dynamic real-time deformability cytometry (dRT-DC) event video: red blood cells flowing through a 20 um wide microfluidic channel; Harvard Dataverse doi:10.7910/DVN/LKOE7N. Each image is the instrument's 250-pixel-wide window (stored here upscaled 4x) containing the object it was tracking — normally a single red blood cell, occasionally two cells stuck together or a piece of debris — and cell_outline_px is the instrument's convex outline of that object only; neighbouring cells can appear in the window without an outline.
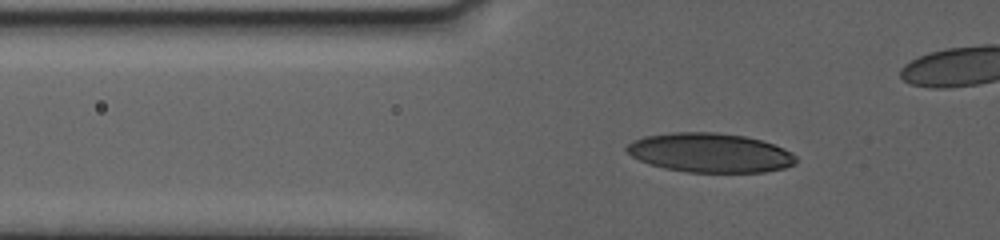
{"species": "human", "species_latin": "Homo sapiens", "temperature_condition": "warm", "stored_images_in_passage": 56, "camera_frame_rate_fps": 3000, "um_per_image_px": 0.085, "donor": {"sex": "female"}, "frame": {"image": 1, "passage_image": 19, "time_ms": 5.333, "image_size_px": [1000, 240], "cell_outline_px": [[796, 164], [784, 168], [764, 172], [688, 172], [664, 168], [640, 160], [632, 156], [624, 148], [632, 140], [644, 136], [672, 132], [716, 132], [744, 136], [760, 140], [784, 148], [792, 152], [796, 156]], "centroid_in_image_um": [60.35, 12.98], "position_along_channel_um": 65.4, "area_um2": 38.73}}
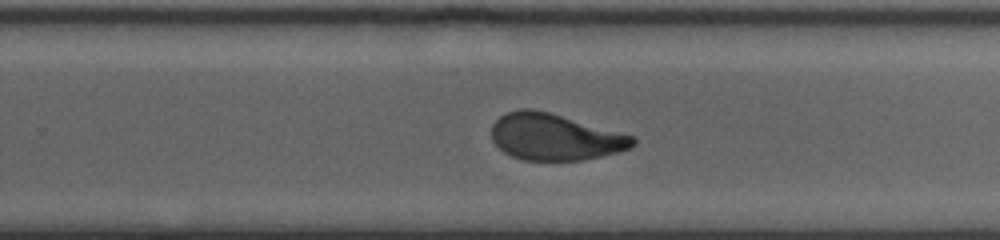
{"frame": {"image": 2, "passage_image": 42, "time_ms": 12.333, "image_size_px": [1000, 240], "cell_outline_px": [[636, 144], [632, 148], [584, 160], [524, 160], [512, 156], [504, 152], [492, 140], [492, 124], [500, 116], [508, 112], [520, 108], [532, 108], [548, 112], [636, 136]], "centroid_in_image_um": [47.18, 11.64], "position_along_channel_um": 282.6, "area_um2": 38.26}}
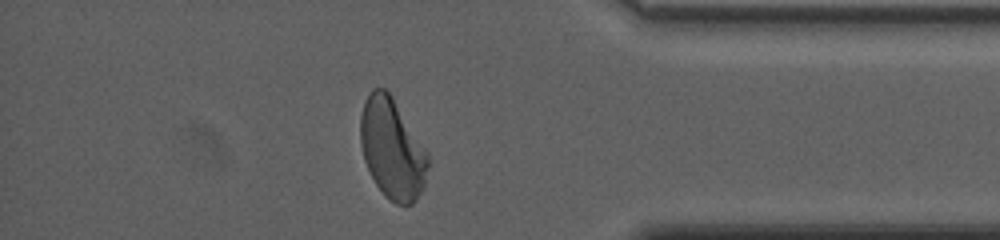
{"frame": {"image": 3, "passage_image": 54, "time_ms": 16.333, "image_size_px": [1000, 240], "cell_outline_px": [[428, 168], [424, 188], [416, 200], [412, 204], [396, 204], [388, 200], [384, 196], [376, 184], [364, 160], [360, 144], [360, 116], [364, 100], [372, 88], [384, 88], [392, 96], [428, 152]], "centroid_in_image_um": [33.33, 12.65], "position_along_channel_um": 401.9, "area_um2": 39.71}}